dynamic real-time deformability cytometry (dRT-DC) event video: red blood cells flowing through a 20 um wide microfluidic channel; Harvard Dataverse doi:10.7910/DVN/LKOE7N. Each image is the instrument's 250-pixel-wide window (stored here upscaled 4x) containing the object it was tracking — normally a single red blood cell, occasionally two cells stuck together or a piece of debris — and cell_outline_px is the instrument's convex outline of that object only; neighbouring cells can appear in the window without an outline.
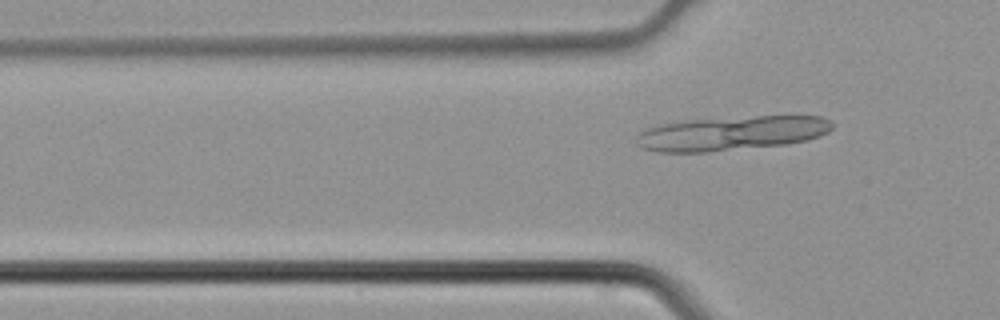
{"species": "common noctule bat (a hibernating species)", "species_latin": "Nyctalus noctula", "temperature_condition": "cold", "stored_images_in_passage": 5, "camera_frame_rate_fps": 3000, "um_per_image_px": 0.085, "animal": {"sex": "male", "body_mass_g": 21.5, "forearm_length_mm": 52.0}, "frame": {"image": 1, "passage_image": 5, "time_ms": 1.333, "image_size_px": [1000, 320], "cell_outline_px": [[832, 128], [828, 132], [820, 136], [808, 140], [784, 144], [708, 152], [656, 152], [644, 148], [636, 144], [636, 136], [640, 132], [648, 128], [660, 124], [684, 120], [756, 116], [820, 116], [832, 120]], "centroid_in_image_um": [62.18, 11.32], "position_along_channel_um": 63.6, "area_um2": 39.19}}